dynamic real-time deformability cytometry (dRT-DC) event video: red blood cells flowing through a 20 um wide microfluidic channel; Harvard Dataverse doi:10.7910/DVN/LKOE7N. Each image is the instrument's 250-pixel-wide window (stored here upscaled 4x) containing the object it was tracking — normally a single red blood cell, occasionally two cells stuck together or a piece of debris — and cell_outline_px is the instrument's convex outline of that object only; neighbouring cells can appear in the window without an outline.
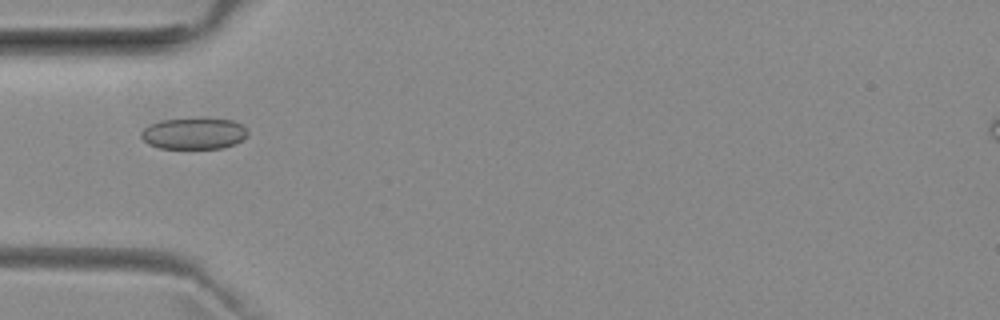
{"species": "common noctule bat (a hibernating species)", "species_latin": "Nyctalus noctula", "temperature_condition": "room temperature", "stored_images_in_passage": 49, "camera_frame_rate_fps": 3000, "um_per_image_px": 0.085, "animal": {"sex": "female", "body_mass_g": 29.2, "forearm_length_mm": 56.3}, "frame": {"image": 1, "passage_image": 14, "time_ms": 4.333, "image_size_px": [1000, 320], "cell_outline_px": [[248, 136], [236, 144], [224, 148], [160, 148], [148, 144], [140, 136], [140, 132], [148, 124], [160, 120], [204, 116], [232, 120], [240, 124], [248, 132]], "centroid_in_image_um": [16.48, 11.31], "position_along_channel_um": 68.5, "area_um2": 20.17}}
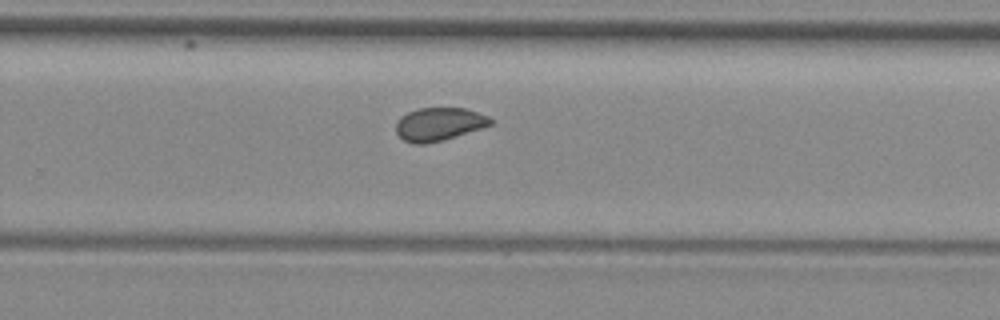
{"frame": {"image": 2, "passage_image": 31, "time_ms": 10.0, "image_size_px": [1000, 320], "cell_outline_px": [[492, 124], [444, 140], [424, 144], [412, 144], [404, 140], [396, 132], [396, 124], [400, 116], [408, 112], [420, 108], [464, 108], [488, 116], [492, 120]], "centroid_in_image_um": [37.28, 10.56], "position_along_channel_um": 292.5, "area_um2": 18.09}}
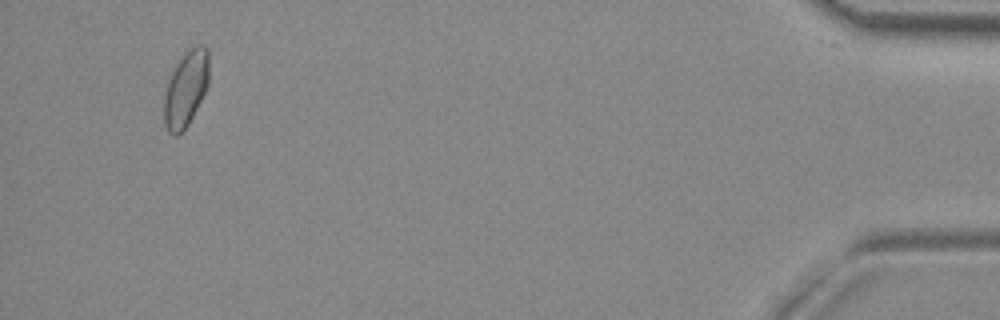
{"frame": {"image": 3, "passage_image": 47, "time_ms": 15.333, "image_size_px": [1000, 320], "cell_outline_px": [[208, 84], [188, 124], [176, 136], [168, 132], [164, 124], [164, 96], [168, 80], [176, 64], [184, 52], [196, 44], [204, 44], [208, 48]], "centroid_in_image_um": [15.79, 7.5], "position_along_channel_um": 419.4, "area_um2": 19.65}, "authors_computed_cell_mechanics": {"area_um2": 19.074, "velocity_mm_per_s": 3.949, "shape_relaxation_time_tau1_ms": null, "shape_relaxation_time_tau2_ms": 1.5234, "deformation_change_tau1": null, "deformation_change_tau2": 0.0512}}